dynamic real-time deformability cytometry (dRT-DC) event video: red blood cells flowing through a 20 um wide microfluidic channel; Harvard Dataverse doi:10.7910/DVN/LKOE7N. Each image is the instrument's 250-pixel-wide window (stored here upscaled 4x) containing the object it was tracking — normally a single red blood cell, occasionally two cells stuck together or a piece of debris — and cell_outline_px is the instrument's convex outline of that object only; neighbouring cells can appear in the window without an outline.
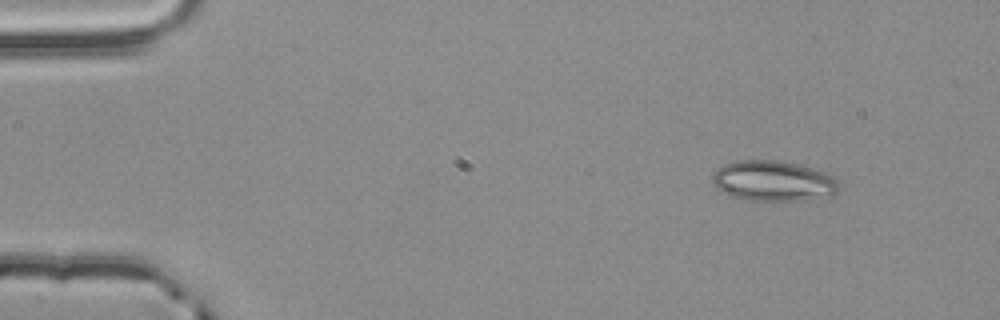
{"species": "common noctule bat (a hibernating species)", "species_latin": "Nyctalus noctula", "temperature_condition": "room temperature", "stored_images_in_passage": 3, "camera_frame_rate_fps": 3000, "um_per_image_px": 0.085, "animal": {"sex": "male", "body_mass_g": 20.4}, "frame": {"image": 1, "passage_image": 1, "time_ms": 0.0, "image_size_px": [1000, 320], "cell_outline_px": [[840, 188], [832, 196], [804, 200], [748, 200], [732, 196], [720, 192], [716, 188], [712, 180], [712, 176], [716, 168], [736, 160], [776, 160], [796, 164], [828, 172], [836, 176], [840, 184]], "centroid_in_image_um": [65.76, 15.38], "position_along_channel_um": 19.2, "area_um2": 30.17}}